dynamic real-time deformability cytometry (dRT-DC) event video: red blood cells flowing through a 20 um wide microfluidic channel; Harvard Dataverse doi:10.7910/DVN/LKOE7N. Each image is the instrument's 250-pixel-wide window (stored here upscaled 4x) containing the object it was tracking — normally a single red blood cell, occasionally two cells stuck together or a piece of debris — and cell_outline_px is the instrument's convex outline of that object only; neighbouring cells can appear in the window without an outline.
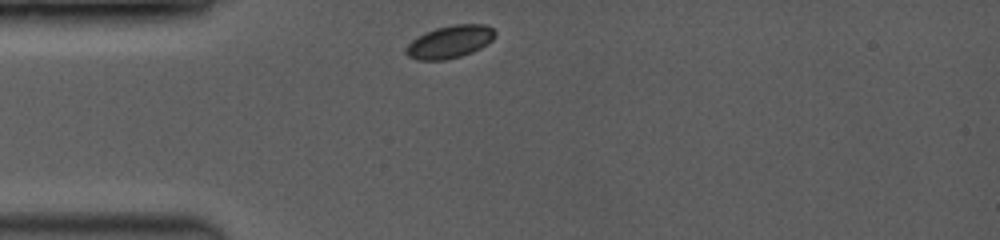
{"species": "common noctule bat (a hibernating species)", "species_latin": "Nyctalus noctula", "temperature_condition": "room temperature", "stored_images_in_passage": 36, "camera_frame_rate_fps": 3500, "um_per_image_px": 0.085, "animal": {"sex": "female", "body_mass_g": 19.0, "forearm_length_mm": 53.3}, "frame": {"image": 1, "passage_image": 1, "time_ms": 0.0, "image_size_px": [1000, 240], "cell_outline_px": [[496, 36], [492, 40], [480, 48], [472, 52], [460, 56], [444, 60], [416, 60], [408, 56], [404, 52], [404, 48], [412, 40], [424, 32], [436, 28], [452, 24], [484, 24], [492, 28], [496, 32]], "centroid_in_image_um": [38.21, 3.55], "position_along_channel_um": 46.8, "area_um2": 17.05}}
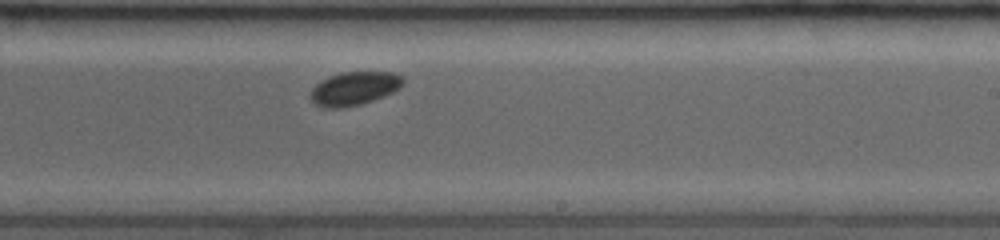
{"frame": {"image": 2, "passage_image": 21, "time_ms": 5.714, "image_size_px": [1000, 240], "cell_outline_px": [[404, 84], [400, 88], [392, 92], [372, 100], [360, 104], [340, 108], [324, 108], [316, 104], [312, 100], [312, 88], [320, 80], [328, 76], [340, 72], [392, 72], [404, 76]], "centroid_in_image_um": [30.13, 7.5], "position_along_channel_um": 258.9, "area_um2": 18.03}}
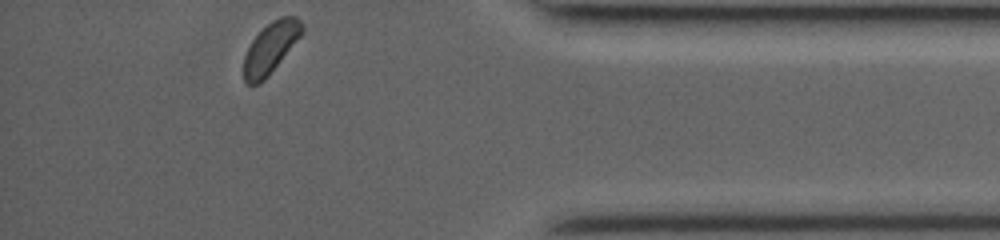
{"frame": {"image": 3, "passage_image": 36, "time_ms": 10.0, "image_size_px": [1000, 240], "cell_outline_px": [[304, 32], [268, 76], [264, 80], [256, 84], [248, 84], [244, 80], [244, 56], [252, 40], [272, 20], [280, 16], [296, 16], [300, 20], [304, 28]], "centroid_in_image_um": [23.02, 4.05], "position_along_channel_um": 412.2, "area_um2": 17.05}, "authors_computed_cell_mechanics": {"area_um2": 17.5712, "velocity_mm_per_s": 3.9842, "shape_relaxation_time_tau1_ms": 2.9774, "shape_relaxation_time_tau2_ms": null, "deformation_change_tau1": 0.0616, "deformation_change_tau2": null}}